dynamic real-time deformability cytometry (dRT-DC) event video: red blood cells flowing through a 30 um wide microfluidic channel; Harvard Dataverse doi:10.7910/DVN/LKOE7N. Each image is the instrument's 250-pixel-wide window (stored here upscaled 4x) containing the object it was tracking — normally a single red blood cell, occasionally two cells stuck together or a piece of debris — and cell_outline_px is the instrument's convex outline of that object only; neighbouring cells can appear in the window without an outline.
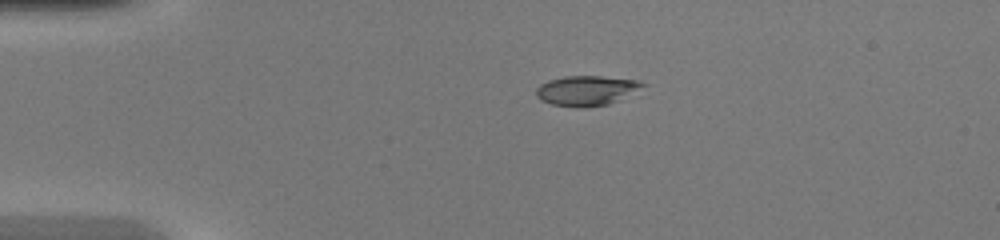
{"species": "common noctule bat (a hibernating species)", "species_latin": "Nyctalus noctula", "temperature_condition": "warm", "stored_images_in_passage": 39, "camera_frame_rate_fps": 3000, "um_per_image_px": 0.085, "animal": {"sex": "female", "body_mass_g": 20.0, "forearm_length_mm": 54.0}, "frame": {"image": 1, "passage_image": 1, "time_ms": 0.0, "image_size_px": [1000, 240], "cell_outline_px": [[648, 84], [608, 104], [576, 108], [552, 104], [540, 100], [536, 96], [536, 88], [540, 84], [548, 80], [564, 76], [600, 76], [640, 80]], "centroid_in_image_um": [49.8, 7.68], "position_along_channel_um": 35.2, "area_um2": 18.44}}
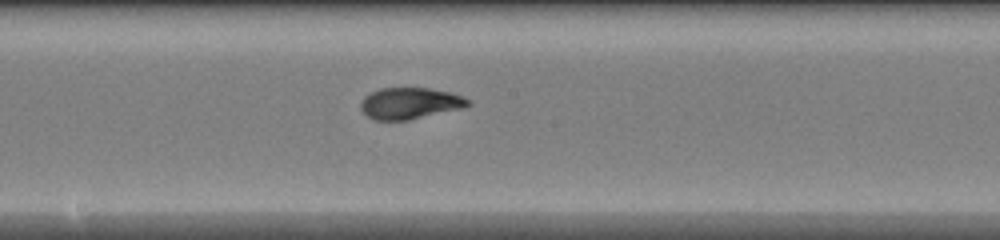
{"frame": {"image": 2, "passage_image": 17, "time_ms": 5.333, "image_size_px": [1000, 240], "cell_outline_px": [[472, 104], [464, 108], [408, 120], [376, 120], [368, 116], [360, 108], [360, 100], [364, 96], [380, 88], [428, 88], [452, 92], [464, 96], [472, 100]], "centroid_in_image_um": [34.9, 8.77], "position_along_channel_um": 213.3, "area_um2": 19.88}}
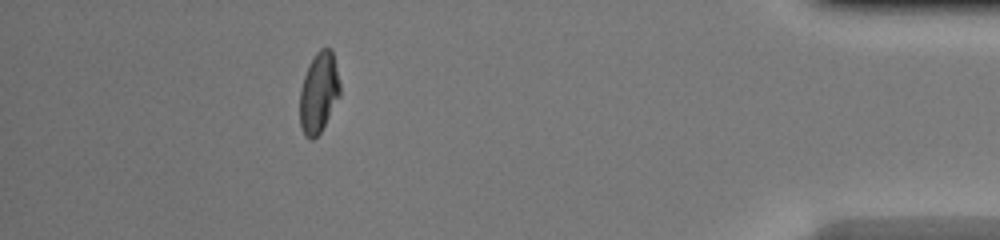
{"frame": {"image": 3, "passage_image": 34, "time_ms": 11.0, "image_size_px": [1000, 240], "cell_outline_px": [[340, 96], [320, 132], [312, 140], [308, 140], [304, 136], [300, 124], [300, 88], [308, 64], [316, 52], [320, 48], [332, 48], [340, 84]], "centroid_in_image_um": [27.09, 7.86], "position_along_channel_um": 408.1, "area_um2": 18.96}, "authors_computed_cell_mechanics": {"area_um2": 19.5364, "velocity_mm_per_s": 4.3059, "shape_relaxation_time_tau1_ms": 5.6793, "shape_relaxation_time_tau2_ms": null, "deformation_change_tau1": 0.2451, "deformation_change_tau2": null}}